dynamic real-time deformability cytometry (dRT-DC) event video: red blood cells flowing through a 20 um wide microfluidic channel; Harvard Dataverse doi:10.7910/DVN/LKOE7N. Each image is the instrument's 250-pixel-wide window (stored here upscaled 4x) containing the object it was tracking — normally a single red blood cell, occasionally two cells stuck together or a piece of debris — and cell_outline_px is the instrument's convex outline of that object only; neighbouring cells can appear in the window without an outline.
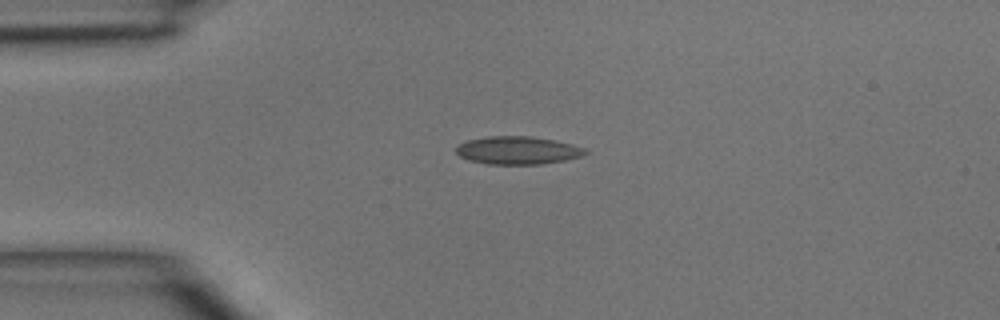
{"species": "common noctule bat (a hibernating species)", "species_latin": "Nyctalus noctula", "temperature_condition": "room temperature", "stored_images_in_passage": 36, "camera_frame_rate_fps": 3000, "um_per_image_px": 0.085, "animal": {"sex": "male", "body_mass_g": 15.6}, "frame": {"image": 1, "passage_image": 1, "time_ms": 0.0, "image_size_px": [1000, 320], "cell_outline_px": [[588, 152], [580, 156], [564, 160], [540, 164], [488, 164], [472, 160], [460, 156], [456, 152], [456, 148], [460, 144], [468, 140], [488, 136], [532, 136], [556, 140], [572, 144], [584, 148]], "centroid_in_image_um": [44.02, 12.77], "position_along_channel_um": 41.0, "area_um2": 20.81}}
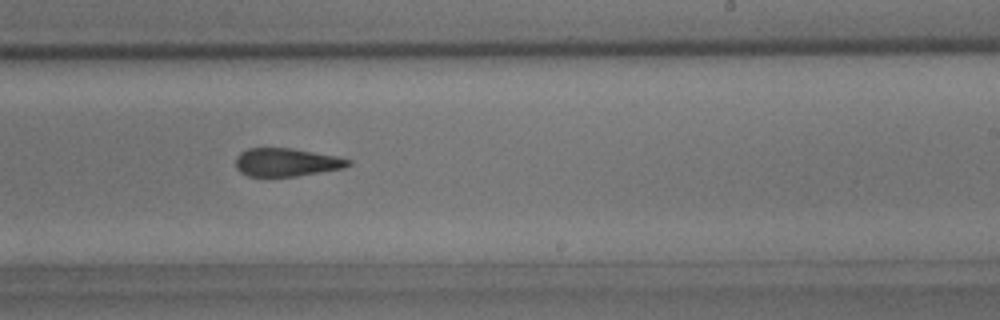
{"frame": {"image": 2, "passage_image": 18, "time_ms": 5.667, "image_size_px": [1000, 320], "cell_outline_px": [[352, 164], [344, 168], [296, 176], [248, 176], [240, 172], [236, 168], [236, 156], [240, 152], [248, 148], [292, 148], [336, 156], [352, 160]], "centroid_in_image_um": [24.35, 13.79], "position_along_channel_um": 264.7, "area_um2": 18.5}}
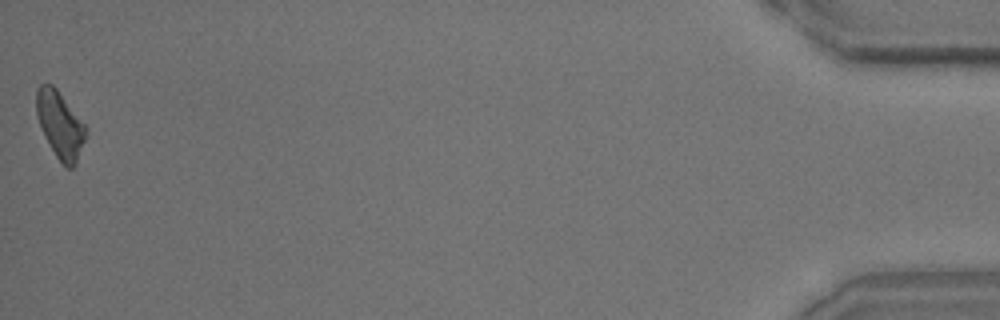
{"frame": {"image": 3, "passage_image": 36, "time_ms": 11.667, "image_size_px": [1000, 320], "cell_outline_px": [[84, 140], [76, 164], [72, 168], [68, 168], [56, 156], [36, 116], [36, 88], [40, 84], [52, 84], [56, 88], [84, 124]], "centroid_in_image_um": [5.07, 10.57], "position_along_channel_um": 430.1, "area_um2": 18.44}}